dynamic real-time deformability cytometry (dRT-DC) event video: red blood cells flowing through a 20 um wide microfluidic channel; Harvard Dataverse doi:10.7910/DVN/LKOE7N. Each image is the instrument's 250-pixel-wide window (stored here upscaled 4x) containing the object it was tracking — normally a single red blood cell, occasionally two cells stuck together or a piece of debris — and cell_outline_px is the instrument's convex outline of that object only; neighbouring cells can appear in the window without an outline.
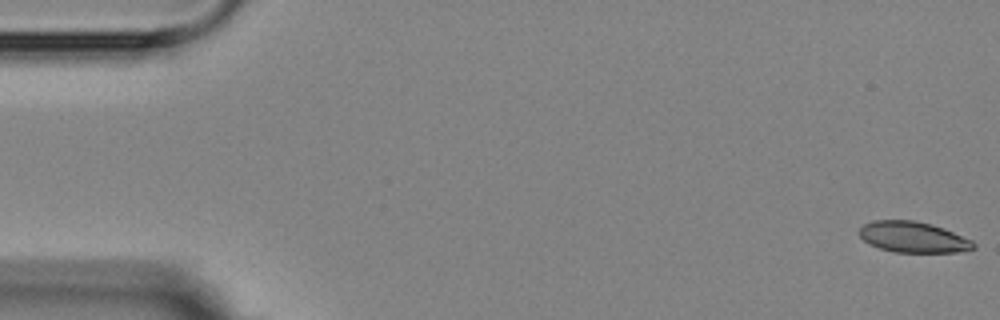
{"species": "Egyptian fruit bat (a non-hibernating species)", "species_latin": "Rousettus aegyptiacus", "temperature_condition": "room temperature", "stored_images_in_passage": 3, "camera_frame_rate_fps": 3000, "um_per_image_px": 0.085, "animal": {"sex": "female"}, "frame": {"image": 1, "passage_image": 1, "time_ms": 0.0, "image_size_px": [1000, 320], "cell_outline_px": [[976, 248], [956, 252], [892, 252], [880, 248], [864, 240], [860, 236], [860, 228], [864, 224], [872, 220], [916, 220], [932, 224], [944, 228], [972, 240], [976, 244]], "centroid_in_image_um": [77.64, 20.14], "position_along_channel_um": 7.4, "area_um2": 20.52}}